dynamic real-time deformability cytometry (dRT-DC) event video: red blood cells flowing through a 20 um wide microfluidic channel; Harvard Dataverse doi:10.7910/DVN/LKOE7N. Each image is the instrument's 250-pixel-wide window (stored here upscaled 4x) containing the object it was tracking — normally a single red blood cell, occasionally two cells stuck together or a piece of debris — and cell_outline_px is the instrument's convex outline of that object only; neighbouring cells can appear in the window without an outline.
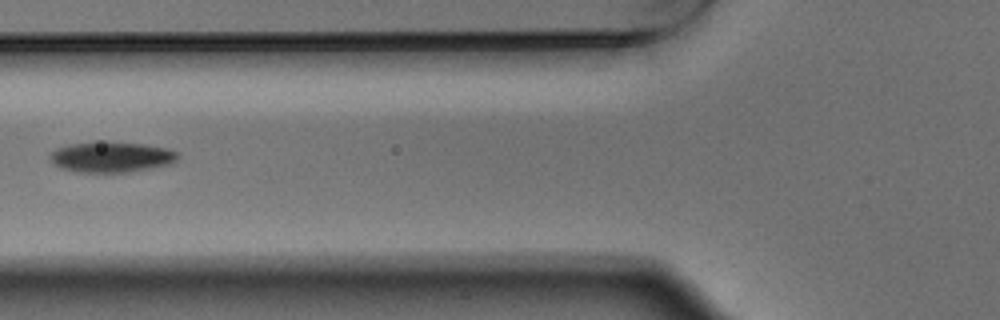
{"species": "Egyptian fruit bat (a non-hibernating species)", "species_latin": "Rousettus aegyptiacus", "temperature_condition": "warm", "stored_images_in_passage": 2, "camera_frame_rate_fps": 3000, "um_per_image_px": 0.085, "animal": {"sex": "male"}, "frame": {"image": 1, "passage_image": 2, "time_ms": 0.333, "image_size_px": [1000, 320], "cell_outline_px": [[180, 156], [172, 164], [128, 172], [76, 172], [60, 168], [52, 164], [48, 156], [56, 148], [68, 144], [108, 140], [144, 144], [168, 148], [180, 152]], "centroid_in_image_um": [9.47, 13.32], "position_along_channel_um": 116.3, "area_um2": 23.41}}